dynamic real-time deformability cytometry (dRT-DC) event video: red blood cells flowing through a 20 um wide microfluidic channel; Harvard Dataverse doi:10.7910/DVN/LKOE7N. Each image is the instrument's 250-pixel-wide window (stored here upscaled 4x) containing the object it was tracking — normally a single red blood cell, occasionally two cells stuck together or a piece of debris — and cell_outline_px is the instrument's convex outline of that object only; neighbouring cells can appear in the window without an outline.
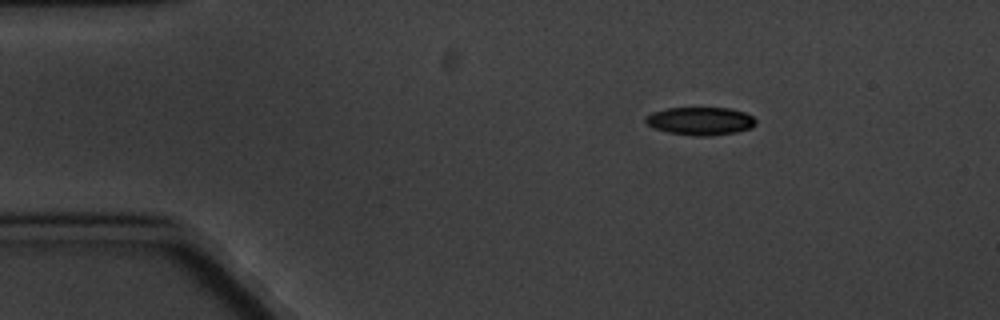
{"species": "common noctule bat (a hibernating species)", "species_latin": "Nyctalus noctula", "temperature_condition": "cold", "stored_images_in_passage": 3, "camera_frame_rate_fps": 3000, "um_per_image_px": 0.085, "animal": {"sex": "male", "body_mass_g": 20.1, "forearm_length_mm": 53.5}, "frame": {"image": 1, "passage_image": 1, "time_ms": 0.0, "image_size_px": [1000, 320], "cell_outline_px": [[756, 124], [752, 128], [736, 132], [708, 136], [696, 136], [668, 132], [652, 128], [644, 120], [644, 116], [652, 112], [668, 108], [728, 108], [744, 112], [752, 116], [756, 120]], "centroid_in_image_um": [59.51, 10.29], "position_along_channel_um": 25.5, "area_um2": 18.03}}